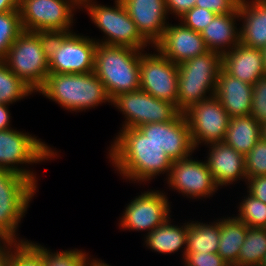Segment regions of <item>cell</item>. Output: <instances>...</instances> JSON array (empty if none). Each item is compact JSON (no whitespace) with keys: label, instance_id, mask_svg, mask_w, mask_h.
Instances as JSON below:
<instances>
[{"label":"cell","instance_id":"603a6c76","mask_svg":"<svg viewBox=\"0 0 266 266\" xmlns=\"http://www.w3.org/2000/svg\"><path fill=\"white\" fill-rule=\"evenodd\" d=\"M236 20H239L238 9L232 13L217 14L200 32L210 51L223 55L240 43Z\"/></svg>","mask_w":266,"mask_h":266},{"label":"cell","instance_id":"7dc6e473","mask_svg":"<svg viewBox=\"0 0 266 266\" xmlns=\"http://www.w3.org/2000/svg\"><path fill=\"white\" fill-rule=\"evenodd\" d=\"M259 266H266V253L263 256V258L261 259L260 265Z\"/></svg>","mask_w":266,"mask_h":266},{"label":"cell","instance_id":"b9f144b4","mask_svg":"<svg viewBox=\"0 0 266 266\" xmlns=\"http://www.w3.org/2000/svg\"><path fill=\"white\" fill-rule=\"evenodd\" d=\"M8 104H0V130L11 129L10 126V112L8 110Z\"/></svg>","mask_w":266,"mask_h":266},{"label":"cell","instance_id":"d6a6232c","mask_svg":"<svg viewBox=\"0 0 266 266\" xmlns=\"http://www.w3.org/2000/svg\"><path fill=\"white\" fill-rule=\"evenodd\" d=\"M10 266H45L43 252L27 240L14 249Z\"/></svg>","mask_w":266,"mask_h":266},{"label":"cell","instance_id":"7bdbcfd3","mask_svg":"<svg viewBox=\"0 0 266 266\" xmlns=\"http://www.w3.org/2000/svg\"><path fill=\"white\" fill-rule=\"evenodd\" d=\"M19 11V0H0V13Z\"/></svg>","mask_w":266,"mask_h":266},{"label":"cell","instance_id":"cb8c5ba5","mask_svg":"<svg viewBox=\"0 0 266 266\" xmlns=\"http://www.w3.org/2000/svg\"><path fill=\"white\" fill-rule=\"evenodd\" d=\"M188 223H184L178 227L171 224L170 217L160 226L155 228L144 238L146 247L155 252L163 254L176 253V251L184 248L182 254L185 258L186 243H187ZM185 246V247H183Z\"/></svg>","mask_w":266,"mask_h":266},{"label":"cell","instance_id":"7c38bea8","mask_svg":"<svg viewBox=\"0 0 266 266\" xmlns=\"http://www.w3.org/2000/svg\"><path fill=\"white\" fill-rule=\"evenodd\" d=\"M183 115L195 150L201 143L208 145L224 140L230 116L215 95L192 105Z\"/></svg>","mask_w":266,"mask_h":266},{"label":"cell","instance_id":"8fae6325","mask_svg":"<svg viewBox=\"0 0 266 266\" xmlns=\"http://www.w3.org/2000/svg\"><path fill=\"white\" fill-rule=\"evenodd\" d=\"M112 104L125 115L122 129L169 122L180 113L174 104L157 99L141 89L114 97L111 100Z\"/></svg>","mask_w":266,"mask_h":266},{"label":"cell","instance_id":"8992f818","mask_svg":"<svg viewBox=\"0 0 266 266\" xmlns=\"http://www.w3.org/2000/svg\"><path fill=\"white\" fill-rule=\"evenodd\" d=\"M114 3L115 6L109 7L97 4L93 0H80V9H86L92 22L106 36L105 40L102 38L101 41L99 39L95 41L105 45L129 47L144 51V48L150 44L141 36L122 2L115 0Z\"/></svg>","mask_w":266,"mask_h":266},{"label":"cell","instance_id":"6da1fadb","mask_svg":"<svg viewBox=\"0 0 266 266\" xmlns=\"http://www.w3.org/2000/svg\"><path fill=\"white\" fill-rule=\"evenodd\" d=\"M118 134L108 157L121 176L141 183L159 174L169 175L173 161L162 147L138 128L120 129Z\"/></svg>","mask_w":266,"mask_h":266},{"label":"cell","instance_id":"44dd1931","mask_svg":"<svg viewBox=\"0 0 266 266\" xmlns=\"http://www.w3.org/2000/svg\"><path fill=\"white\" fill-rule=\"evenodd\" d=\"M222 69L232 77L253 85L265 76L262 51L239 43L222 55Z\"/></svg>","mask_w":266,"mask_h":266},{"label":"cell","instance_id":"f35d334b","mask_svg":"<svg viewBox=\"0 0 266 266\" xmlns=\"http://www.w3.org/2000/svg\"><path fill=\"white\" fill-rule=\"evenodd\" d=\"M247 193L266 204V175L247 177Z\"/></svg>","mask_w":266,"mask_h":266},{"label":"cell","instance_id":"9c48e42d","mask_svg":"<svg viewBox=\"0 0 266 266\" xmlns=\"http://www.w3.org/2000/svg\"><path fill=\"white\" fill-rule=\"evenodd\" d=\"M40 140L12 128L0 130V168L21 174L37 186L33 171L18 166L43 162L57 156L55 150Z\"/></svg>","mask_w":266,"mask_h":266},{"label":"cell","instance_id":"74e56055","mask_svg":"<svg viewBox=\"0 0 266 266\" xmlns=\"http://www.w3.org/2000/svg\"><path fill=\"white\" fill-rule=\"evenodd\" d=\"M241 0H196L195 6L210 10L216 14L235 12Z\"/></svg>","mask_w":266,"mask_h":266},{"label":"cell","instance_id":"4dcf8cb0","mask_svg":"<svg viewBox=\"0 0 266 266\" xmlns=\"http://www.w3.org/2000/svg\"><path fill=\"white\" fill-rule=\"evenodd\" d=\"M239 204L238 216H234L248 227L266 228V204L249 193Z\"/></svg>","mask_w":266,"mask_h":266},{"label":"cell","instance_id":"d4e9b609","mask_svg":"<svg viewBox=\"0 0 266 266\" xmlns=\"http://www.w3.org/2000/svg\"><path fill=\"white\" fill-rule=\"evenodd\" d=\"M260 131L261 124L253 116L233 117L230 118L223 142L245 156L261 139Z\"/></svg>","mask_w":266,"mask_h":266},{"label":"cell","instance_id":"7a4b0ae2","mask_svg":"<svg viewBox=\"0 0 266 266\" xmlns=\"http://www.w3.org/2000/svg\"><path fill=\"white\" fill-rule=\"evenodd\" d=\"M38 92L70 112L85 111L106 102L111 104L103 82L94 71L79 74L49 73Z\"/></svg>","mask_w":266,"mask_h":266},{"label":"cell","instance_id":"ab89813d","mask_svg":"<svg viewBox=\"0 0 266 266\" xmlns=\"http://www.w3.org/2000/svg\"><path fill=\"white\" fill-rule=\"evenodd\" d=\"M165 2L168 13L180 18L195 6L196 0H165Z\"/></svg>","mask_w":266,"mask_h":266},{"label":"cell","instance_id":"60d3db41","mask_svg":"<svg viewBox=\"0 0 266 266\" xmlns=\"http://www.w3.org/2000/svg\"><path fill=\"white\" fill-rule=\"evenodd\" d=\"M20 244V241L0 238V266H10V262L14 252L13 249H16Z\"/></svg>","mask_w":266,"mask_h":266},{"label":"cell","instance_id":"5bb4252c","mask_svg":"<svg viewBox=\"0 0 266 266\" xmlns=\"http://www.w3.org/2000/svg\"><path fill=\"white\" fill-rule=\"evenodd\" d=\"M170 206L161 191H145L127 205L119 226L124 230H147L150 233L169 218Z\"/></svg>","mask_w":266,"mask_h":266},{"label":"cell","instance_id":"f546056e","mask_svg":"<svg viewBox=\"0 0 266 266\" xmlns=\"http://www.w3.org/2000/svg\"><path fill=\"white\" fill-rule=\"evenodd\" d=\"M23 32L20 11L0 13V60H3L11 45Z\"/></svg>","mask_w":266,"mask_h":266},{"label":"cell","instance_id":"83f0119b","mask_svg":"<svg viewBox=\"0 0 266 266\" xmlns=\"http://www.w3.org/2000/svg\"><path fill=\"white\" fill-rule=\"evenodd\" d=\"M266 253V228L247 227L244 243L240 247L237 266H259Z\"/></svg>","mask_w":266,"mask_h":266},{"label":"cell","instance_id":"ac0fdd59","mask_svg":"<svg viewBox=\"0 0 266 266\" xmlns=\"http://www.w3.org/2000/svg\"><path fill=\"white\" fill-rule=\"evenodd\" d=\"M141 36L153 47L168 26L165 0H120Z\"/></svg>","mask_w":266,"mask_h":266},{"label":"cell","instance_id":"52a82bcc","mask_svg":"<svg viewBox=\"0 0 266 266\" xmlns=\"http://www.w3.org/2000/svg\"><path fill=\"white\" fill-rule=\"evenodd\" d=\"M95 39L72 31L49 34V73L93 72L97 46Z\"/></svg>","mask_w":266,"mask_h":266},{"label":"cell","instance_id":"e575fe53","mask_svg":"<svg viewBox=\"0 0 266 266\" xmlns=\"http://www.w3.org/2000/svg\"><path fill=\"white\" fill-rule=\"evenodd\" d=\"M216 15V13L210 10L194 6L191 10L182 15L179 21H181L184 26L200 33Z\"/></svg>","mask_w":266,"mask_h":266},{"label":"cell","instance_id":"3957f363","mask_svg":"<svg viewBox=\"0 0 266 266\" xmlns=\"http://www.w3.org/2000/svg\"><path fill=\"white\" fill-rule=\"evenodd\" d=\"M143 50L97 43L94 73L103 82L111 100L140 89V57Z\"/></svg>","mask_w":266,"mask_h":266},{"label":"cell","instance_id":"8d00e7d4","mask_svg":"<svg viewBox=\"0 0 266 266\" xmlns=\"http://www.w3.org/2000/svg\"><path fill=\"white\" fill-rule=\"evenodd\" d=\"M183 263L184 266H229L218 253L189 252Z\"/></svg>","mask_w":266,"mask_h":266},{"label":"cell","instance_id":"bcb514c9","mask_svg":"<svg viewBox=\"0 0 266 266\" xmlns=\"http://www.w3.org/2000/svg\"><path fill=\"white\" fill-rule=\"evenodd\" d=\"M261 51H262L263 67L266 76V47L262 48Z\"/></svg>","mask_w":266,"mask_h":266},{"label":"cell","instance_id":"f1b7e54d","mask_svg":"<svg viewBox=\"0 0 266 266\" xmlns=\"http://www.w3.org/2000/svg\"><path fill=\"white\" fill-rule=\"evenodd\" d=\"M35 93L0 60V104H13Z\"/></svg>","mask_w":266,"mask_h":266},{"label":"cell","instance_id":"ffe728a7","mask_svg":"<svg viewBox=\"0 0 266 266\" xmlns=\"http://www.w3.org/2000/svg\"><path fill=\"white\" fill-rule=\"evenodd\" d=\"M253 85L227 74L223 69L217 77L215 96L230 118L250 115Z\"/></svg>","mask_w":266,"mask_h":266},{"label":"cell","instance_id":"7402d4cb","mask_svg":"<svg viewBox=\"0 0 266 266\" xmlns=\"http://www.w3.org/2000/svg\"><path fill=\"white\" fill-rule=\"evenodd\" d=\"M240 43L262 49L266 47V0H241L238 6Z\"/></svg>","mask_w":266,"mask_h":266},{"label":"cell","instance_id":"9a60e30c","mask_svg":"<svg viewBox=\"0 0 266 266\" xmlns=\"http://www.w3.org/2000/svg\"><path fill=\"white\" fill-rule=\"evenodd\" d=\"M193 160L191 156L173 161L167 184L191 199L211 197L218 187L212 178L206 161Z\"/></svg>","mask_w":266,"mask_h":266},{"label":"cell","instance_id":"ba28073f","mask_svg":"<svg viewBox=\"0 0 266 266\" xmlns=\"http://www.w3.org/2000/svg\"><path fill=\"white\" fill-rule=\"evenodd\" d=\"M36 190L37 186L23 175L0 168V238L27 241L19 240L16 232Z\"/></svg>","mask_w":266,"mask_h":266},{"label":"cell","instance_id":"4316f807","mask_svg":"<svg viewBox=\"0 0 266 266\" xmlns=\"http://www.w3.org/2000/svg\"><path fill=\"white\" fill-rule=\"evenodd\" d=\"M219 240L220 219L212 224L188 222L185 255L189 252L218 253Z\"/></svg>","mask_w":266,"mask_h":266},{"label":"cell","instance_id":"4fadbf2b","mask_svg":"<svg viewBox=\"0 0 266 266\" xmlns=\"http://www.w3.org/2000/svg\"><path fill=\"white\" fill-rule=\"evenodd\" d=\"M140 89L157 99L168 101L177 108L178 65L162 56L143 53L139 62Z\"/></svg>","mask_w":266,"mask_h":266},{"label":"cell","instance_id":"277c9868","mask_svg":"<svg viewBox=\"0 0 266 266\" xmlns=\"http://www.w3.org/2000/svg\"><path fill=\"white\" fill-rule=\"evenodd\" d=\"M48 33L23 31L3 59L6 66L34 92L49 74Z\"/></svg>","mask_w":266,"mask_h":266},{"label":"cell","instance_id":"836d02e7","mask_svg":"<svg viewBox=\"0 0 266 266\" xmlns=\"http://www.w3.org/2000/svg\"><path fill=\"white\" fill-rule=\"evenodd\" d=\"M247 177L266 175V142L260 139L245 155Z\"/></svg>","mask_w":266,"mask_h":266},{"label":"cell","instance_id":"e0dca14e","mask_svg":"<svg viewBox=\"0 0 266 266\" xmlns=\"http://www.w3.org/2000/svg\"><path fill=\"white\" fill-rule=\"evenodd\" d=\"M153 47L177 65L210 51L201 34L181 22L177 25L168 24L161 39Z\"/></svg>","mask_w":266,"mask_h":266},{"label":"cell","instance_id":"30bf717a","mask_svg":"<svg viewBox=\"0 0 266 266\" xmlns=\"http://www.w3.org/2000/svg\"><path fill=\"white\" fill-rule=\"evenodd\" d=\"M77 8L80 0H19L22 29L48 34L71 32Z\"/></svg>","mask_w":266,"mask_h":266},{"label":"cell","instance_id":"d6986e66","mask_svg":"<svg viewBox=\"0 0 266 266\" xmlns=\"http://www.w3.org/2000/svg\"><path fill=\"white\" fill-rule=\"evenodd\" d=\"M207 165L217 186H227L238 180L246 182L245 156L226 143H210ZM210 152V153H209Z\"/></svg>","mask_w":266,"mask_h":266},{"label":"cell","instance_id":"d590c367","mask_svg":"<svg viewBox=\"0 0 266 266\" xmlns=\"http://www.w3.org/2000/svg\"><path fill=\"white\" fill-rule=\"evenodd\" d=\"M251 116L260 124L266 122V76L253 84Z\"/></svg>","mask_w":266,"mask_h":266},{"label":"cell","instance_id":"f6af8a7d","mask_svg":"<svg viewBox=\"0 0 266 266\" xmlns=\"http://www.w3.org/2000/svg\"><path fill=\"white\" fill-rule=\"evenodd\" d=\"M261 139H263L266 142V122L261 124Z\"/></svg>","mask_w":266,"mask_h":266},{"label":"cell","instance_id":"1f68e13d","mask_svg":"<svg viewBox=\"0 0 266 266\" xmlns=\"http://www.w3.org/2000/svg\"><path fill=\"white\" fill-rule=\"evenodd\" d=\"M34 244L43 252L45 266H87L90 259L82 250L73 249L53 253L45 246Z\"/></svg>","mask_w":266,"mask_h":266},{"label":"cell","instance_id":"2e32d148","mask_svg":"<svg viewBox=\"0 0 266 266\" xmlns=\"http://www.w3.org/2000/svg\"><path fill=\"white\" fill-rule=\"evenodd\" d=\"M138 129L162 147L172 161L185 159L195 150L183 113H179L172 121L143 124Z\"/></svg>","mask_w":266,"mask_h":266},{"label":"cell","instance_id":"ee69618b","mask_svg":"<svg viewBox=\"0 0 266 266\" xmlns=\"http://www.w3.org/2000/svg\"><path fill=\"white\" fill-rule=\"evenodd\" d=\"M87 266H110V265L107 263H104L102 260H98V258H97V260L96 259H92V260L89 259Z\"/></svg>","mask_w":266,"mask_h":266},{"label":"cell","instance_id":"484cf974","mask_svg":"<svg viewBox=\"0 0 266 266\" xmlns=\"http://www.w3.org/2000/svg\"><path fill=\"white\" fill-rule=\"evenodd\" d=\"M247 227L233 216L220 219L218 254L229 266H237L240 247L244 243Z\"/></svg>","mask_w":266,"mask_h":266},{"label":"cell","instance_id":"5b68a950","mask_svg":"<svg viewBox=\"0 0 266 266\" xmlns=\"http://www.w3.org/2000/svg\"><path fill=\"white\" fill-rule=\"evenodd\" d=\"M221 69L222 55L213 51L178 64L177 110L183 113L192 105L214 96Z\"/></svg>","mask_w":266,"mask_h":266}]
</instances>
